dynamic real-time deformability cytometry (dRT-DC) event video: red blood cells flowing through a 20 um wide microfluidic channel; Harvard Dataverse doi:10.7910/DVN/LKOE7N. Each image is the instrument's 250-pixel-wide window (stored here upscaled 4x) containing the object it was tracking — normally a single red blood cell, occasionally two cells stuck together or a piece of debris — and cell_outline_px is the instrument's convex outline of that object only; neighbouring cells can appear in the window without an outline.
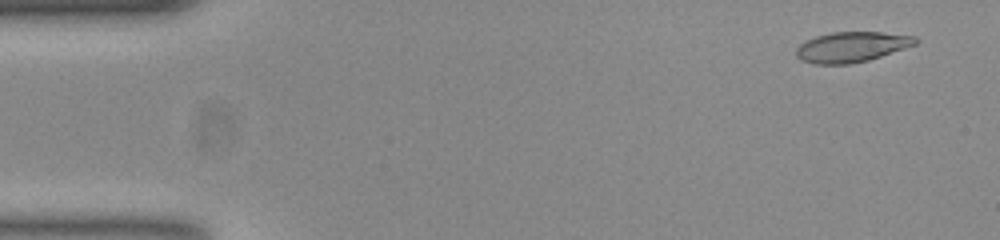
{"species": "common noctule bat (a hibernating species)", "species_latin": "Nyctalus noctula", "temperature_condition": "room temperature", "stored_images_in_passage": 53, "camera_frame_rate_fps": 3000, "um_per_image_px": 0.085, "animal": {"sex": "female", "body_mass_g": 23.0, "forearm_length_mm": 53.4}, "frame": {"image": 1, "passage_image": 2, "time_ms": 0.333, "image_size_px": [1000, 240], "cell_outline_px": [[920, 40], [916, 44], [868, 60], [848, 64], [816, 64], [800, 60], [796, 56], [796, 48], [800, 44], [816, 36], [832, 32], [880, 32], [916, 36]], "centroid_in_image_um": [72.38, 3.99], "position_along_channel_um": 12.6, "area_um2": 20.92}}
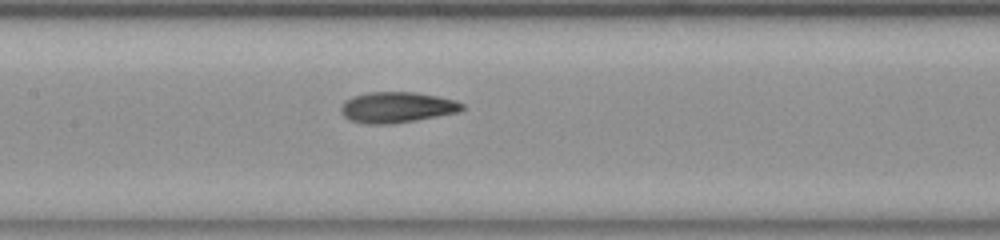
{"frame": {"image": 2, "passage_image": 24, "time_ms": 7.667, "image_size_px": [1000, 240], "cell_outline_px": [[464, 108], [460, 112], [416, 120], [388, 124], [368, 124], [348, 120], [340, 112], [340, 108], [344, 100], [352, 96], [368, 92], [416, 92], [456, 100], [464, 104]], "centroid_in_image_um": [33.72, 9.12], "position_along_channel_um": 173.7, "area_um2": 21.91}}
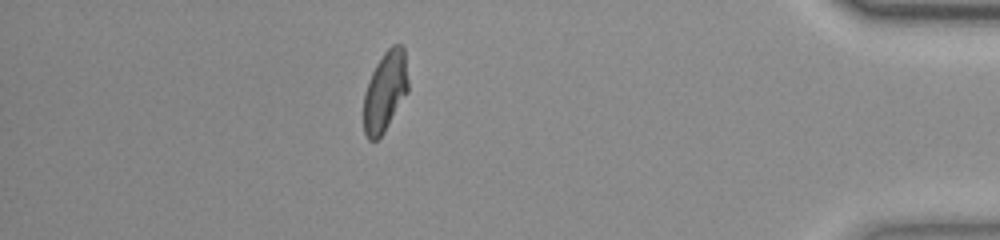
{"frame": {"image": 3, "passage_image": 46, "time_ms": 15.0, "image_size_px": [1000, 240], "cell_outline_px": [[408, 92], [384, 132], [376, 140], [368, 140], [364, 132], [364, 92], [372, 72], [376, 64], [384, 52], [392, 44], [400, 44], [404, 48], [408, 80]], "centroid_in_image_um": [32.74, 7.76], "position_along_channel_um": 402.5, "area_um2": 20.75}, "authors_computed_cell_mechanics": {"area_um2": 21.2126, "velocity_mm_per_s": 3.7692, "shape_relaxation_time_tau1_ms": null, "shape_relaxation_time_tau2_ms": 1.7063, "deformation_change_tau1": null, "deformation_change_tau2": 0.0612}}